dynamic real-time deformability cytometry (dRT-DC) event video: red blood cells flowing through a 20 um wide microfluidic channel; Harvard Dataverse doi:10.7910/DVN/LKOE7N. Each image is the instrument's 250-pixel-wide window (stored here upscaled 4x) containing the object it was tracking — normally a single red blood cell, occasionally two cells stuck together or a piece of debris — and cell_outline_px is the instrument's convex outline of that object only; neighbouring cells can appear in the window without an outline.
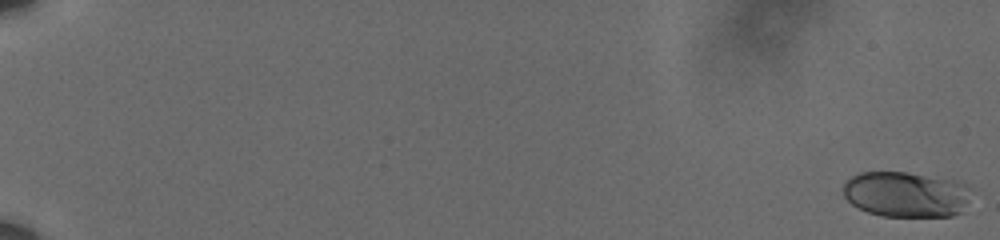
{"species": "human", "species_latin": "Homo sapiens", "temperature_condition": "cold", "stored_images_in_passage": 46, "camera_frame_rate_fps": 3000, "um_per_image_px": 0.085, "donor": {"sex": "male"}, "frame": {"image": 1, "passage_image": 1, "time_ms": 0.0, "image_size_px": [1000, 240], "cell_outline_px": [[972, 188], [968, 200], [960, 212], [952, 216], [880, 216], [868, 212], [852, 204], [844, 196], [844, 184], [852, 176], [860, 172], [904, 172], [956, 180], [968, 184]], "centroid_in_image_um": [77.04, 16.51], "position_along_channel_um": 8.0, "area_um2": 33.99}}
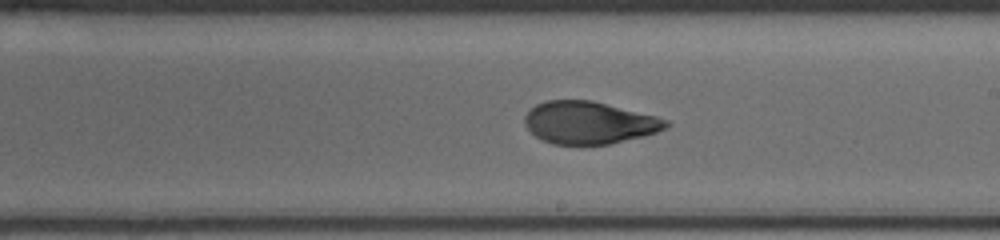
{"frame": {"image": 2, "passage_image": 27, "time_ms": 8.667, "image_size_px": [1000, 240], "cell_outline_px": [[672, 124], [656, 132], [608, 144], [552, 144], [536, 136], [524, 124], [524, 116], [536, 104], [548, 100], [592, 100], [656, 116], [668, 120]], "centroid_in_image_um": [50.06, 10.41], "position_along_channel_um": 238.9, "area_um2": 34.51}}
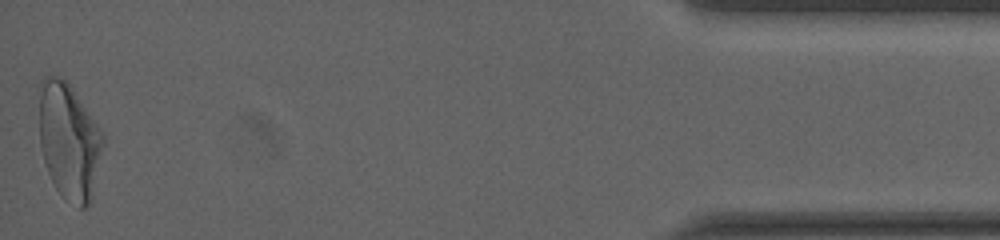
{"frame": {"image": 3, "passage_image": 46, "time_ms": 15.0, "image_size_px": [1000, 240], "cell_outline_px": [[104, 144], [92, 196], [88, 204], [84, 208], [80, 208], [64, 200], [56, 188], [48, 172], [44, 160], [40, 144], [36, 88], [44, 76], [56, 76], [68, 80], [100, 128], [104, 136]], "centroid_in_image_um": [5.83, 11.92], "position_along_channel_um": 429.4, "area_um2": 44.27}, "authors_computed_cell_mechanics": {"area_um2": 35.2002, "velocity_mm_per_s": 3.6451, "shape_relaxation_time_tau1_ms": 5.0111, "shape_relaxation_time_tau2_ms": 1.1588, "deformation_change_tau1": 0.1656, "deformation_change_tau2": 0.0694}}